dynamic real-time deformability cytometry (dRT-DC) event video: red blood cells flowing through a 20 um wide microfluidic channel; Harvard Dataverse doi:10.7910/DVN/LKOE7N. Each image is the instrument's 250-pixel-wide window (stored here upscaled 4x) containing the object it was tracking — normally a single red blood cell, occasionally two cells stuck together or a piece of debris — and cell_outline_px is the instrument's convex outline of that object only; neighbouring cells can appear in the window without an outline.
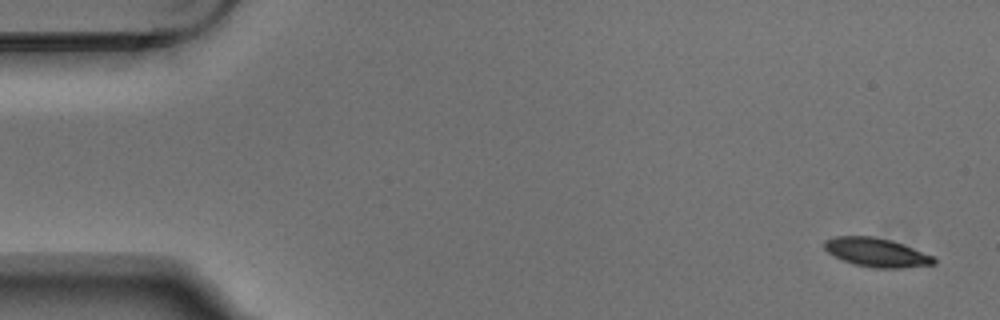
{"species": "Egyptian fruit bat (a non-hibernating species)", "species_latin": "Rousettus aegyptiacus", "temperature_condition": "warm", "stored_images_in_passage": 5, "camera_frame_rate_fps": 3000, "um_per_image_px": 0.085, "animal": {"sex": "male"}, "frame": {"image": 1, "passage_image": 1, "time_ms": 0.0, "image_size_px": [1000, 320], "cell_outline_px": [[936, 264], [904, 268], [872, 268], [852, 264], [828, 252], [824, 248], [824, 240], [836, 236], [872, 236], [892, 240], [904, 244], [936, 256]], "centroid_in_image_um": [74.56, 21.46], "position_along_channel_um": 10.4, "area_um2": 18.67}}
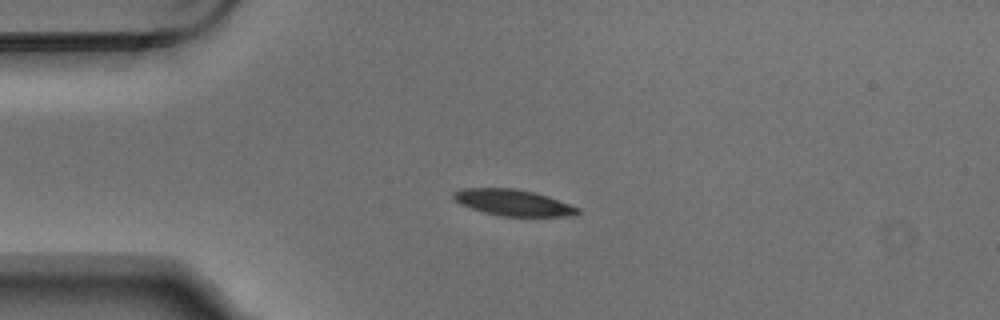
{"frame": {"image": 2, "passage_image": 4, "time_ms": 1.0, "image_size_px": [1000, 320], "cell_outline_px": [[580, 212], [576, 216], [500, 216], [484, 212], [460, 204], [452, 196], [452, 192], [464, 188], [516, 188], [536, 192], [548, 196], [580, 208]], "centroid_in_image_um": [43.65, 17.22], "position_along_channel_um": 41.4, "area_um2": 19.07}}